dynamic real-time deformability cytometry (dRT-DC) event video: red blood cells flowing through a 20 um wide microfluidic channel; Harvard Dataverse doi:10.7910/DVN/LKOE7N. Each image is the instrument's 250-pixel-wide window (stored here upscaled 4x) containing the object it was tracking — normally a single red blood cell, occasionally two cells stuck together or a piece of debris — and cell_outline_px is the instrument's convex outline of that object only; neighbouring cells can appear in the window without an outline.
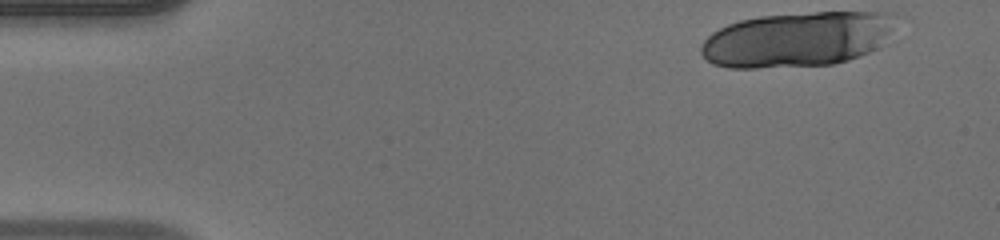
{"species": "human", "species_latin": "Homo sapiens", "temperature_condition": "warm", "stored_images_in_passage": 14, "camera_frame_rate_fps": 3000, "um_per_image_px": 0.085, "donor": {"sex": "male"}, "frame": {"image": 1, "passage_image": 1, "time_ms": 0.0, "image_size_px": [1000, 240], "cell_outline_px": [[896, 16], [880, 48], [860, 56], [848, 60], [832, 64], [756, 68], [728, 68], [712, 64], [700, 52], [700, 48], [704, 40], [712, 32], [728, 24], [740, 20], [760, 16], [816, 12], [896, 12]], "centroid_in_image_um": [67.74, 3.34], "position_along_channel_um": 17.3, "area_um2": 62.37}}